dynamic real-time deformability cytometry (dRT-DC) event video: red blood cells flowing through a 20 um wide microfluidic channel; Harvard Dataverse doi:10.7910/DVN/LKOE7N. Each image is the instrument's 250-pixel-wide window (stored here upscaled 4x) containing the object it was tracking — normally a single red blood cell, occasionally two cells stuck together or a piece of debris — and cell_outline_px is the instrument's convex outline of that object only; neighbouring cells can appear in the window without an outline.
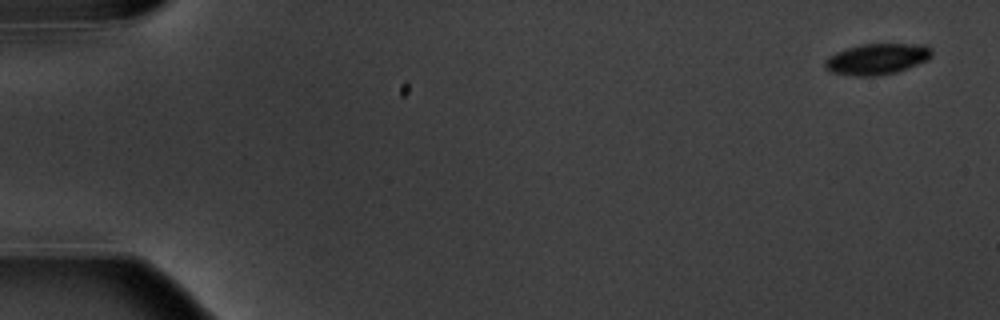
{"species": "common noctule bat (a hibernating species)", "species_latin": "Nyctalus noctula", "temperature_condition": "warm", "stored_images_in_passage": 8, "camera_frame_rate_fps": 3000, "um_per_image_px": 0.085, "animal": {"sex": "male", "body_mass_g": 20.1, "forearm_length_mm": 53.5}, "frame": {"image": 1, "passage_image": 1, "time_ms": 0.0, "image_size_px": [1000, 320], "cell_outline_px": [[932, 56], [928, 60], [908, 68], [896, 72], [876, 76], [856, 76], [832, 72], [824, 68], [824, 60], [828, 56], [836, 52], [860, 44], [928, 44], [932, 48]], "centroid_in_image_um": [74.56, 5.01], "position_along_channel_um": 10.4, "area_um2": 19.48}}
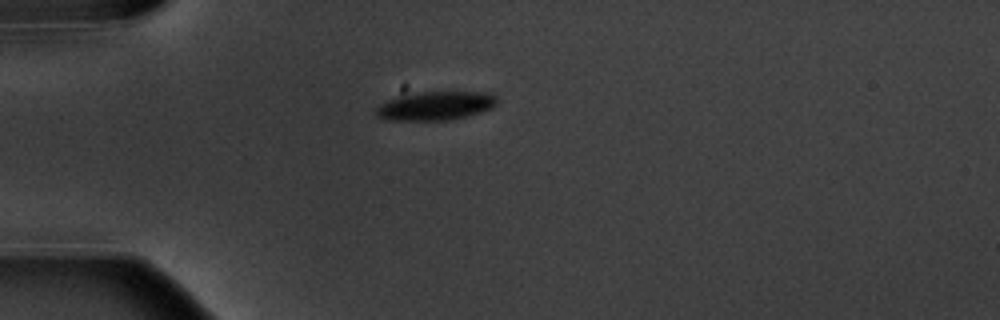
{"frame": {"image": 2, "passage_image": 5, "time_ms": 4.667, "image_size_px": [1000, 320], "cell_outline_px": [[496, 104], [492, 108], [480, 112], [448, 120], [388, 120], [376, 116], [376, 108], [380, 104], [396, 96], [412, 92], [492, 92], [496, 96]], "centroid_in_image_um": [37.0, 8.98], "position_along_channel_um": 48.0, "area_um2": 20.29}}
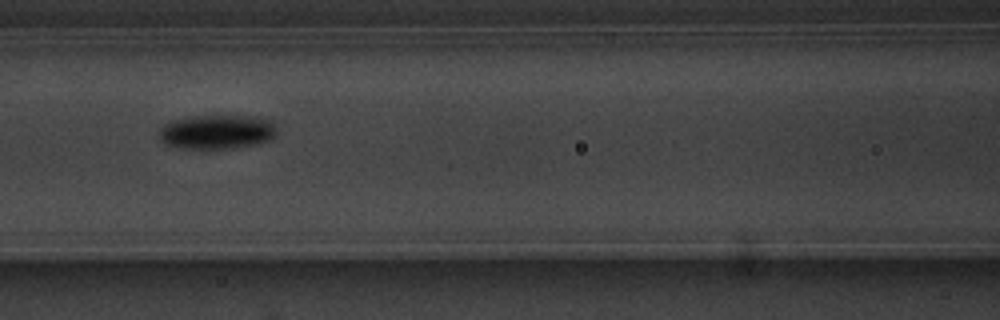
{"frame": {"image": 3, "passage_image": 8, "time_ms": 8.0, "image_size_px": [1000, 320], "cell_outline_px": [[276, 132], [268, 140], [252, 144], [228, 148], [184, 148], [168, 144], [160, 140], [160, 128], [164, 124], [176, 120], [192, 116], [224, 112], [256, 116], [268, 120], [272, 124]], "centroid_in_image_um": [18.43, 11.14], "position_along_channel_um": 148.2, "area_um2": 23.7}}